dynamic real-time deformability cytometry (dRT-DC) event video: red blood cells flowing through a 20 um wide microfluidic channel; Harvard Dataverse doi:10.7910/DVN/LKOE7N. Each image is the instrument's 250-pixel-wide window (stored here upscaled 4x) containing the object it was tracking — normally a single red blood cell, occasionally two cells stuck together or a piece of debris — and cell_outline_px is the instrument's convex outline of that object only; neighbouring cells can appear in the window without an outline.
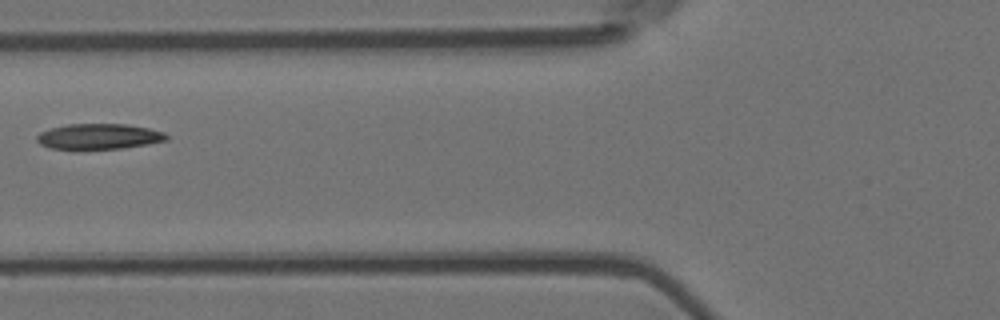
{"species": "Egyptian fruit bat (a non-hibernating species)", "species_latin": "Rousettus aegyptiacus", "temperature_condition": "room temperature", "stored_images_in_passage": 7, "camera_frame_rate_fps": 3000, "um_per_image_px": 0.085, "animal": {"sex": "female"}, "frame": {"image": 1, "passage_image": 6, "time_ms": 1.667, "image_size_px": [1000, 320], "cell_outline_px": [[168, 140], [148, 144], [120, 148], [48, 148], [40, 144], [36, 140], [36, 136], [40, 132], [52, 128], [68, 124], [128, 124], [148, 128], [164, 132], [168, 136]], "centroid_in_image_um": [8.42, 11.58], "position_along_channel_um": 117.4, "area_um2": 19.02}}
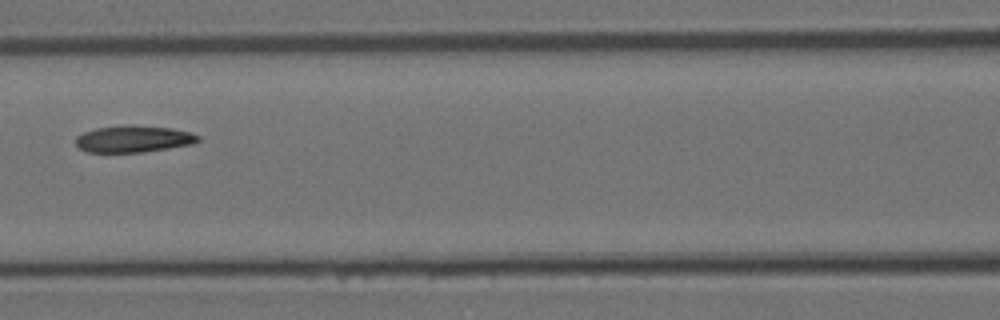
{"frame": {"image": 2, "passage_image": 7, "time_ms": 2.0, "image_size_px": [1000, 320], "cell_outline_px": [[200, 140], [196, 144], [144, 152], [88, 152], [80, 148], [76, 144], [76, 136], [84, 132], [96, 128], [124, 124], [132, 124], [172, 128], [188, 132], [200, 136]], "centroid_in_image_um": [11.38, 11.8], "position_along_channel_um": 155.2, "area_um2": 19.36}}